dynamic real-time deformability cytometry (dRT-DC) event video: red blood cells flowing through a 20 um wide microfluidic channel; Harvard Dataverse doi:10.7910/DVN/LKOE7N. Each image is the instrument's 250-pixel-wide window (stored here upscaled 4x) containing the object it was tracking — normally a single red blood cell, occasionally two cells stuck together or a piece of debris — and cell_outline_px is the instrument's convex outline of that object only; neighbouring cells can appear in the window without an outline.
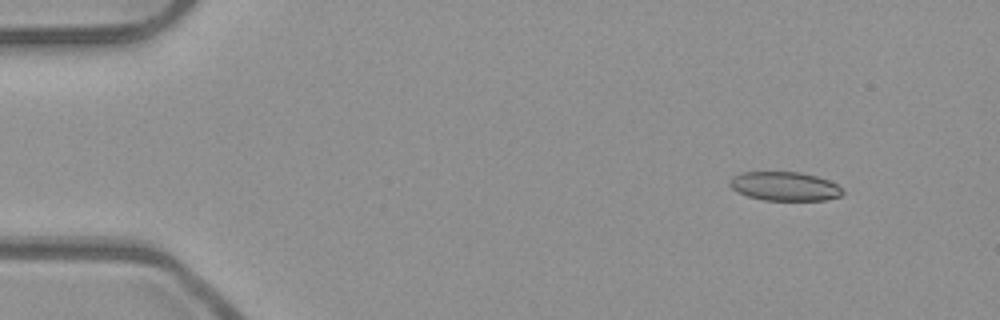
{"species": "common noctule bat (a hibernating species)", "species_latin": "Nyctalus noctula", "temperature_condition": "room temperature", "stored_images_in_passage": 52, "camera_frame_rate_fps": 3000, "um_per_image_px": 0.085, "animal": {"sex": "male", "body_mass_g": 23.1, "forearm_length_mm": 52.7}, "frame": {"image": 1, "passage_image": 5, "time_ms": 1.333, "image_size_px": [1000, 320], "cell_outline_px": [[844, 192], [840, 196], [824, 200], [764, 200], [748, 196], [736, 192], [728, 184], [732, 176], [744, 172], [796, 172], [816, 176], [828, 180], [836, 184]], "centroid_in_image_um": [66.66, 15.83], "position_along_channel_um": 18.3, "area_um2": 18.9}}
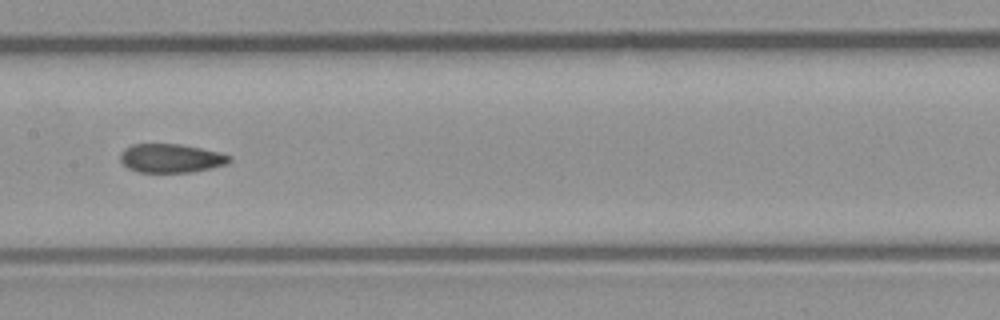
{"frame": {"image": 2, "passage_image": 26, "time_ms": 8.333, "image_size_px": [1000, 320], "cell_outline_px": [[232, 160], [228, 164], [212, 168], [192, 172], [140, 172], [128, 168], [120, 160], [120, 152], [124, 148], [132, 144], [180, 144], [220, 152], [232, 156]], "centroid_in_image_um": [14.56, 13.45], "position_along_channel_um": 192.8, "area_um2": 18.44}}
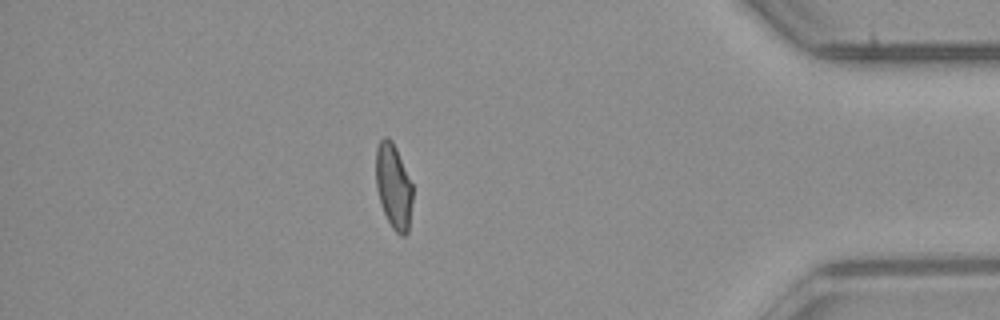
{"frame": {"image": 3, "passage_image": 45, "time_ms": 14.667, "image_size_px": [1000, 320], "cell_outline_px": [[412, 200], [408, 232], [404, 236], [400, 236], [392, 228], [384, 212], [376, 188], [376, 148], [380, 140], [384, 136], [388, 136], [392, 140], [396, 148], [412, 184]], "centroid_in_image_um": [33.44, 15.82], "position_along_channel_um": 401.8, "area_um2": 18.09}, "authors_computed_cell_mechanics": {"area_um2": 19.074, "velocity_mm_per_s": 3.9506, "shape_relaxation_time_tau1_ms": null, "shape_relaxation_time_tau2_ms": 2.2339, "deformation_change_tau1": null, "deformation_change_tau2": 0.0853}}